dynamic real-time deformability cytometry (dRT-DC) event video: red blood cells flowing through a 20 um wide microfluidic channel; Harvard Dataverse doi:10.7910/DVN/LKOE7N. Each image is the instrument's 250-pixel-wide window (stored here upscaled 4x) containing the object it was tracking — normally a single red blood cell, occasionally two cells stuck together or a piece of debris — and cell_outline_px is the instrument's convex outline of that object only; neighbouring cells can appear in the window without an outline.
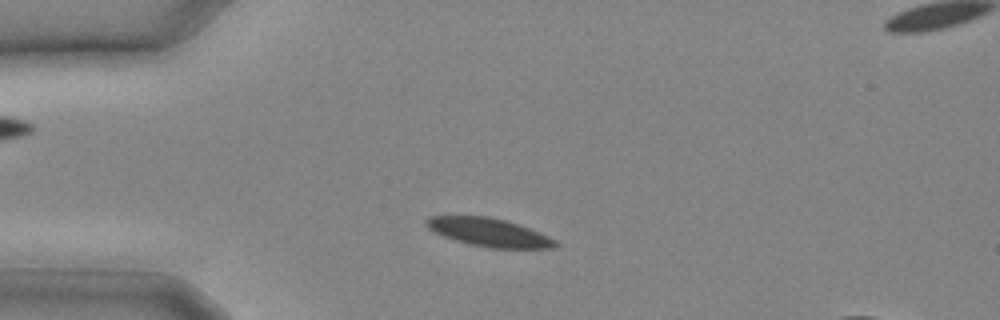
{"species": "common noctule bat (a hibernating species)", "species_latin": "Nyctalus noctula", "temperature_condition": "cold", "stored_images_in_passage": 8, "camera_frame_rate_fps": 3000, "um_per_image_px": 0.085, "animal": {"sex": "male", "body_mass_g": 20.4}, "frame": {"image": 1, "passage_image": 3, "time_ms": 0.667, "image_size_px": [1000, 320], "cell_outline_px": [[560, 244], [556, 248], [492, 248], [472, 244], [456, 240], [444, 236], [428, 228], [424, 224], [424, 220], [428, 216], [488, 216], [504, 220], [528, 228], [548, 236], [556, 240]], "centroid_in_image_um": [41.56, 19.74], "position_along_channel_um": 43.4, "area_um2": 21.04}}
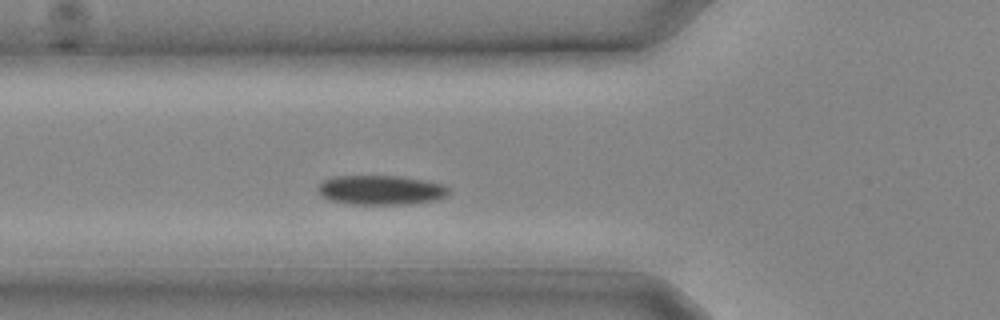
{"frame": {"image": 2, "passage_image": 6, "time_ms": 1.667, "image_size_px": [1000, 320], "cell_outline_px": [[448, 192], [444, 196], [436, 200], [408, 204], [352, 204], [328, 200], [320, 196], [316, 188], [324, 180], [332, 176], [400, 176], [424, 180], [444, 184], [448, 188]], "centroid_in_image_um": [32.32, 16.15], "position_along_channel_um": 93.5, "area_um2": 22.54}}
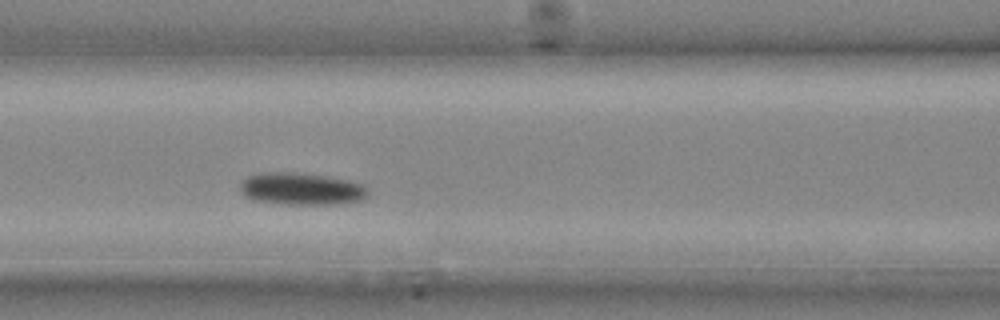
{"frame": {"image": 3, "passage_image": 8, "time_ms": 2.333, "image_size_px": [1000, 320], "cell_outline_px": [[368, 196], [364, 200], [344, 204], [288, 204], [256, 200], [244, 196], [240, 192], [240, 184], [248, 176], [260, 172], [296, 172], [324, 176], [348, 180], [364, 184], [368, 188]], "centroid_in_image_um": [25.66, 16.05], "position_along_channel_um": 140.9, "area_um2": 24.22}}